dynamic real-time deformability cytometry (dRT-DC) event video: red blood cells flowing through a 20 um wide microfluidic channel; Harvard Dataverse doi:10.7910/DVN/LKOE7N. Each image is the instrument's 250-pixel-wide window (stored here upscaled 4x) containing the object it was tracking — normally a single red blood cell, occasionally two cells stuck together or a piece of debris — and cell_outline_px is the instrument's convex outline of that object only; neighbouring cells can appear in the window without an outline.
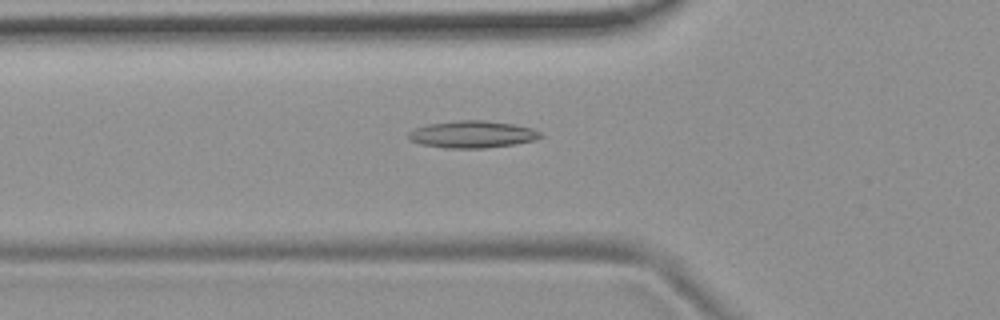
{"species": "common noctule bat (a hibernating species)", "species_latin": "Nyctalus noctula", "temperature_condition": "room temperature", "stored_images_in_passage": 54, "camera_frame_rate_fps": 3000, "um_per_image_px": 0.085, "animal": {"sex": "female", "body_mass_g": 19.9}, "frame": {"image": 1, "passage_image": 19, "time_ms": 6.0, "image_size_px": [1000, 320], "cell_outline_px": [[544, 136], [536, 140], [512, 144], [484, 148], [444, 148], [420, 144], [408, 140], [408, 132], [416, 128], [428, 124], [456, 120], [484, 120], [512, 124], [532, 128], [540, 132]], "centroid_in_image_um": [40.13, 11.42], "position_along_channel_um": 85.7, "area_um2": 20.87}}
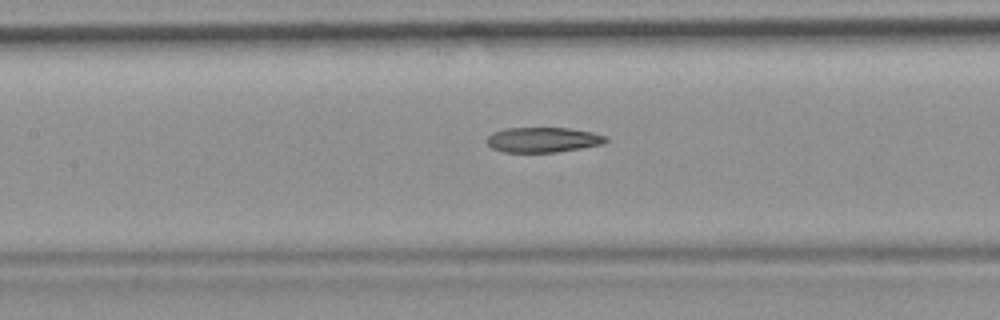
{"frame": {"image": 2, "passage_image": 25, "time_ms": 8.0, "image_size_px": [1000, 320], "cell_outline_px": [[608, 140], [604, 144], [556, 152], [504, 152], [492, 148], [484, 140], [492, 132], [504, 128], [568, 128], [592, 132], [608, 136]], "centroid_in_image_um": [46.14, 11.88], "position_along_channel_um": 161.3, "area_um2": 17.51}}
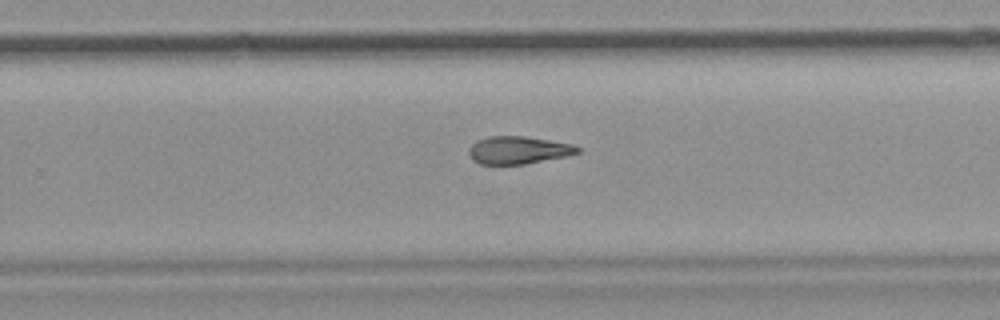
{"frame": {"image": 3, "passage_image": 35, "time_ms": 11.333, "image_size_px": [1000, 320], "cell_outline_px": [[580, 152], [564, 156], [524, 164], [480, 164], [472, 160], [468, 152], [468, 148], [476, 140], [488, 136], [524, 136], [572, 144], [580, 148]], "centroid_in_image_um": [44.0, 12.75], "position_along_channel_um": 285.8, "area_um2": 17.4}}